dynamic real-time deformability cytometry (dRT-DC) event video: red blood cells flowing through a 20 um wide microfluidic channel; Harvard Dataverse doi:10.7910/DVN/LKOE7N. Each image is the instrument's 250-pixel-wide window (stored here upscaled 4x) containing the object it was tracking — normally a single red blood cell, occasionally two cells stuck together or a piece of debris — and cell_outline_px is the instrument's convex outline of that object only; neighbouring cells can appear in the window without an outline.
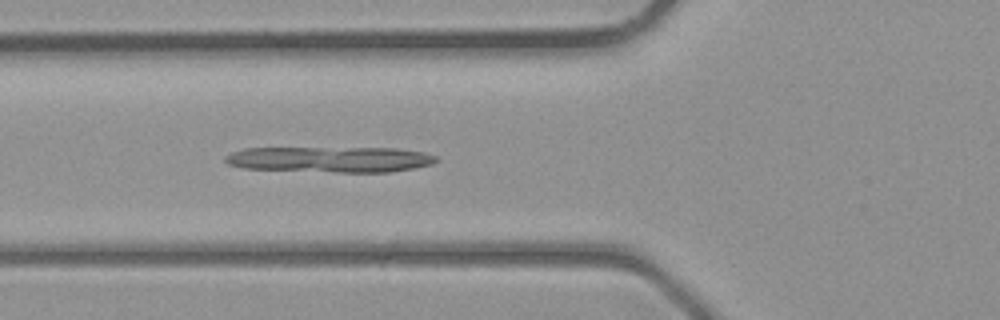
{"species": "common noctule bat (a hibernating species)", "species_latin": "Nyctalus noctula", "temperature_condition": "room temperature", "stored_images_in_passage": 35, "camera_frame_rate_fps": 3000, "um_per_image_px": 0.085, "animal": {"sex": "male", "body_mass_g": 23.1, "forearm_length_mm": 52.7}, "frame": {"image": 1, "passage_image": 10, "time_ms": 3.0, "image_size_px": [1000, 320], "cell_outline_px": [[440, 160], [432, 164], [412, 168], [388, 172], [340, 172], [244, 168], [228, 164], [224, 160], [224, 156], [232, 152], [244, 148], [400, 148], [424, 152], [436, 156]], "centroid_in_image_um": [28.09, 13.54], "position_along_channel_um": 97.7, "area_um2": 31.62}}
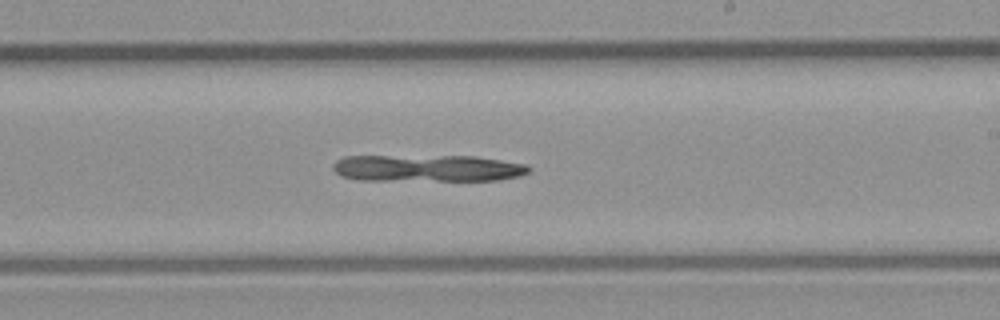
{"frame": {"image": 2, "passage_image": 19, "time_ms": 6.0, "image_size_px": [1000, 320], "cell_outline_px": [[532, 168], [528, 172], [520, 176], [500, 180], [360, 180], [340, 176], [332, 168], [332, 164], [336, 160], [344, 156], [476, 156], [528, 164]], "centroid_in_image_um": [36.35, 14.29], "position_along_channel_um": 252.6, "area_um2": 30.92}}
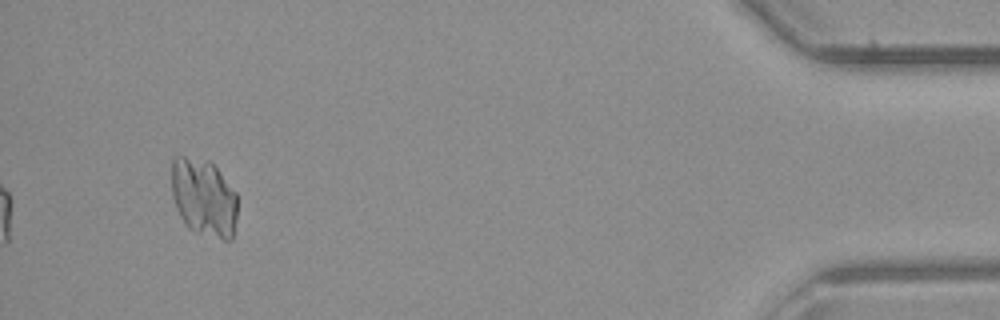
{"frame": {"image": 3, "passage_image": 33, "time_ms": 10.667, "image_size_px": [1000, 320], "cell_outline_px": [[236, 220], [232, 240], [224, 240], [196, 232], [188, 228], [184, 224], [176, 208], [172, 196], [172, 156], [184, 156], [208, 160], [216, 168], [236, 192]], "centroid_in_image_um": [17.3, 16.8], "position_along_channel_um": 417.9, "area_um2": 30.0}}